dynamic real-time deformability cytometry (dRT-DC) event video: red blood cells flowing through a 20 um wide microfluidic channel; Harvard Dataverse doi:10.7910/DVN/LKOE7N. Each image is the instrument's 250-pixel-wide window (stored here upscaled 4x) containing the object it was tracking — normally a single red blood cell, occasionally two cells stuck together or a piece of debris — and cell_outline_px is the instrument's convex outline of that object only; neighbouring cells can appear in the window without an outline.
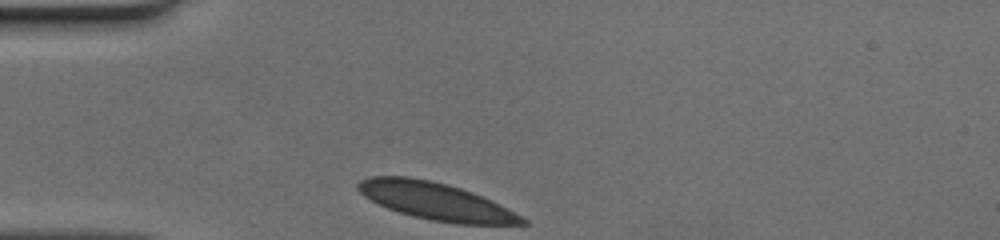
{"species": "human", "species_latin": "Homo sapiens", "temperature_condition": "cold", "stored_images_in_passage": 27, "camera_frame_rate_fps": 3000, "um_per_image_px": 0.085, "donor": {"sex": "female"}, "frame": {"image": 1, "passage_image": 1, "time_ms": 0.0, "image_size_px": [1000, 240], "cell_outline_px": [[528, 224], [456, 224], [432, 220], [412, 216], [388, 208], [364, 196], [356, 188], [356, 184], [360, 180], [372, 176], [408, 176], [428, 180], [460, 188], [472, 192], [500, 204], [528, 220]], "centroid_in_image_um": [37.04, 17.1], "position_along_channel_um": 48.0, "area_um2": 35.26}}
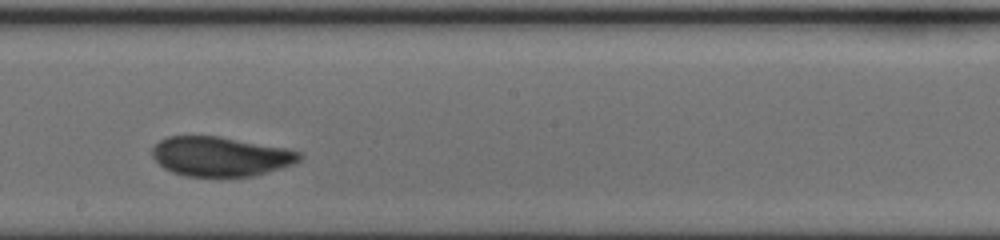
{"frame": {"image": 2, "passage_image": 16, "time_ms": 5.0, "image_size_px": [1000, 240], "cell_outline_px": [[304, 156], [300, 160], [292, 164], [280, 168], [252, 176], [188, 176], [172, 172], [164, 168], [152, 156], [152, 148], [160, 140], [168, 136], [220, 136], [288, 148], [300, 152]], "centroid_in_image_um": [18.76, 13.28], "position_along_channel_um": 229.4, "area_um2": 33.87}}
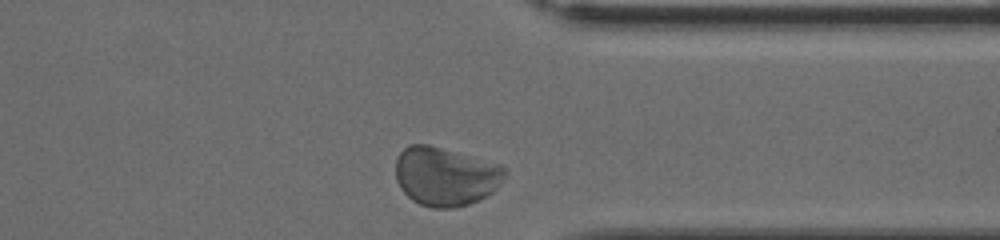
{"frame": {"image": 3, "passage_image": 27, "time_ms": 8.667, "image_size_px": [1000, 240], "cell_outline_px": [[504, 176], [496, 188], [488, 196], [480, 200], [468, 204], [452, 208], [432, 208], [420, 204], [412, 200], [400, 188], [396, 180], [396, 160], [400, 152], [408, 144], [428, 144], [500, 164], [504, 168]], "centroid_in_image_um": [37.83, 14.99], "position_along_channel_um": 373.6, "area_um2": 37.34}}